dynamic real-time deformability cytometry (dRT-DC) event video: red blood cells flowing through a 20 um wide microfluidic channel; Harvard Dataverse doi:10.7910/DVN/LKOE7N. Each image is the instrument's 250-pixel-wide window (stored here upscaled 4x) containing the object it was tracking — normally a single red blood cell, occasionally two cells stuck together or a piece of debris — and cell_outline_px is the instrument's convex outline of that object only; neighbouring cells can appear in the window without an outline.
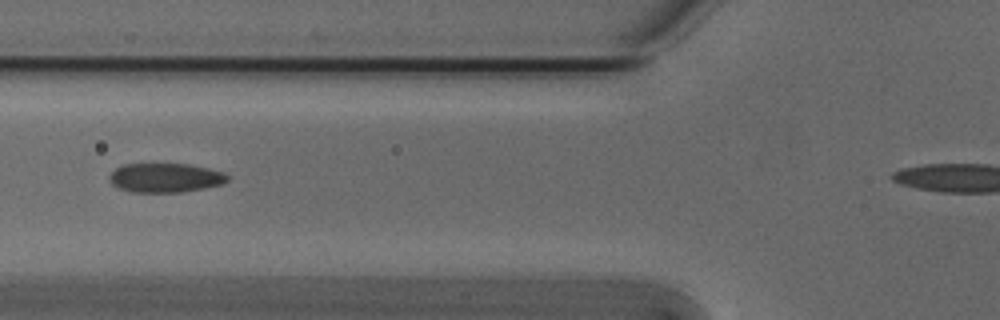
{"species": "Egyptian fruit bat (a non-hibernating species)", "species_latin": "Rousettus aegyptiacus", "temperature_condition": "cold", "stored_images_in_passage": 42, "camera_frame_rate_fps": 3000, "um_per_image_px": 0.085, "animal": {"sex": "male"}, "frame": {"image": 1, "passage_image": 15, "time_ms": 4.667, "image_size_px": [1000, 320], "cell_outline_px": [[232, 176], [224, 184], [184, 192], [132, 192], [120, 188], [112, 184], [108, 180], [108, 176], [116, 168], [124, 164], [188, 164], [208, 168], [224, 172]], "centroid_in_image_um": [14.09, 15.11], "position_along_channel_um": 111.7, "area_um2": 20.29}}
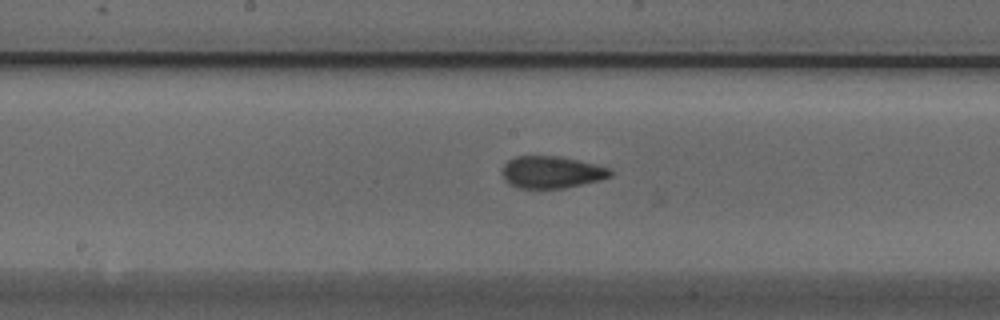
{"frame": {"image": 2, "passage_image": 22, "time_ms": 7.0, "image_size_px": [1000, 320], "cell_outline_px": [[612, 176], [600, 180], [564, 188], [520, 188], [508, 184], [504, 180], [500, 172], [504, 164], [508, 160], [516, 156], [560, 156], [596, 164], [612, 168]], "centroid_in_image_um": [46.87, 14.63], "position_along_channel_um": 201.3, "area_um2": 20.46}}
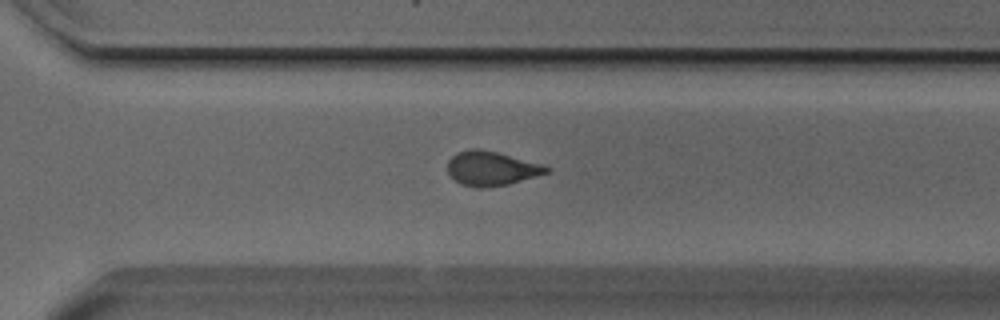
{"frame": {"image": 3, "passage_image": 32, "time_ms": 10.333, "image_size_px": [1000, 320], "cell_outline_px": [[552, 168], [548, 172], [508, 184], [488, 188], [480, 188], [460, 184], [448, 172], [448, 160], [456, 152], [472, 148], [480, 148], [544, 164]], "centroid_in_image_um": [41.77, 14.31], "position_along_channel_um": 328.8, "area_um2": 19.77}, "authors_computed_cell_mechanics": {"area_um2": 20.4901, "velocity_mm_per_s": 3.8328, "shape_relaxation_time_tau1_ms": 5.8167, "shape_relaxation_time_tau2_ms": 1.2684, "deformation_change_tau1": 0.1527, "deformation_change_tau2": 0.0627}}